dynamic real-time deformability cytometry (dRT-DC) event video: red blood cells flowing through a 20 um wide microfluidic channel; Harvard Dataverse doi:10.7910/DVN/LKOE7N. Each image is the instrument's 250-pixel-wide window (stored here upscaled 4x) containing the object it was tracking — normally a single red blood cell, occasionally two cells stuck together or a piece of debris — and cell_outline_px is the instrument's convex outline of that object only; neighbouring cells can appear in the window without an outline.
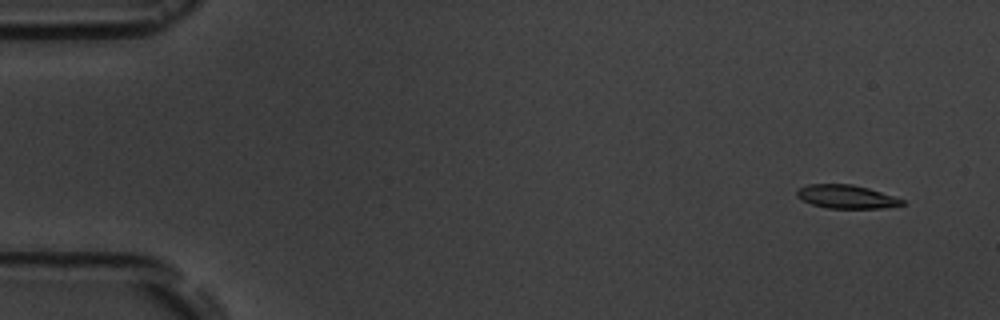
{"species": "common noctule bat (a hibernating species)", "species_latin": "Nyctalus noctula", "temperature_condition": "room temperature", "stored_images_in_passage": 11, "camera_frame_rate_fps": 3000, "um_per_image_px": 0.085, "animal": {"sex": "male", "body_mass_g": 19.5, "forearm_length_mm": 54.6}, "frame": {"image": 1, "passage_image": 2, "time_ms": 1.0, "image_size_px": [1000, 320], "cell_outline_px": [[904, 204], [884, 208], [828, 208], [812, 204], [796, 196], [796, 188], [808, 184], [852, 184], [868, 188], [904, 200]], "centroid_in_image_um": [71.9, 16.71], "position_along_channel_um": 13.1, "area_um2": 14.28}}
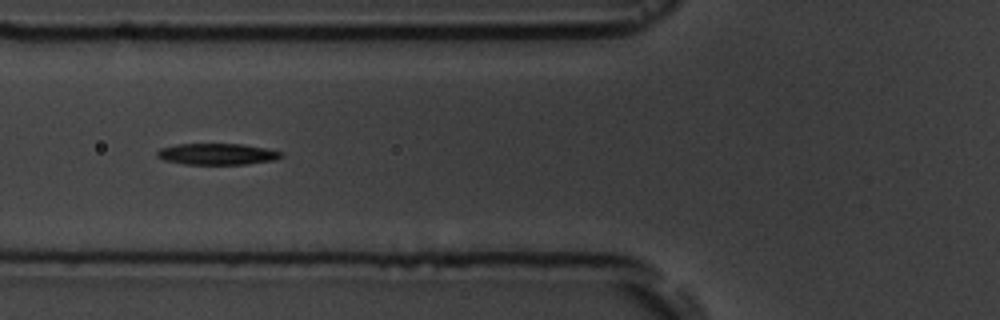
{"frame": {"image": 2, "passage_image": 7, "time_ms": 7.0, "image_size_px": [1000, 320], "cell_outline_px": [[284, 156], [276, 160], [244, 164], [184, 164], [164, 160], [156, 156], [156, 152], [160, 148], [176, 144], [240, 144], [264, 148], [284, 152]], "centroid_in_image_um": [18.46, 13.09], "position_along_channel_um": 107.3, "area_um2": 15.43}}
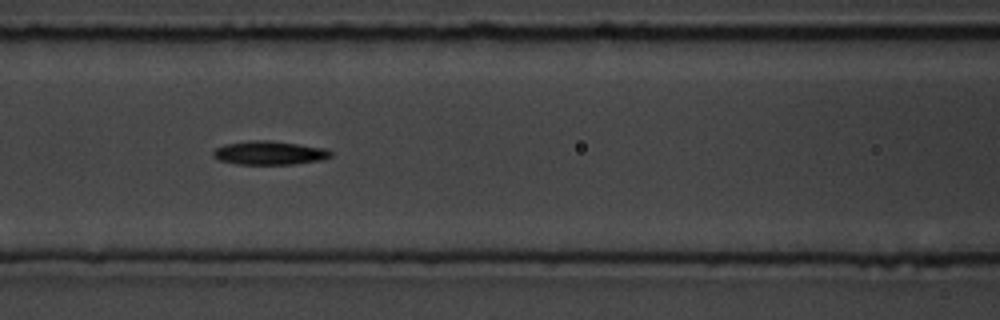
{"frame": {"image": 3, "passage_image": 8, "time_ms": 8.0, "image_size_px": [1000, 320], "cell_outline_px": [[332, 156], [320, 160], [292, 164], [236, 164], [220, 160], [212, 156], [212, 152], [216, 148], [224, 144], [248, 140], [268, 140], [328, 148], [332, 152]], "centroid_in_image_um": [22.89, 12.99], "position_along_channel_um": 143.7, "area_um2": 16.3}}